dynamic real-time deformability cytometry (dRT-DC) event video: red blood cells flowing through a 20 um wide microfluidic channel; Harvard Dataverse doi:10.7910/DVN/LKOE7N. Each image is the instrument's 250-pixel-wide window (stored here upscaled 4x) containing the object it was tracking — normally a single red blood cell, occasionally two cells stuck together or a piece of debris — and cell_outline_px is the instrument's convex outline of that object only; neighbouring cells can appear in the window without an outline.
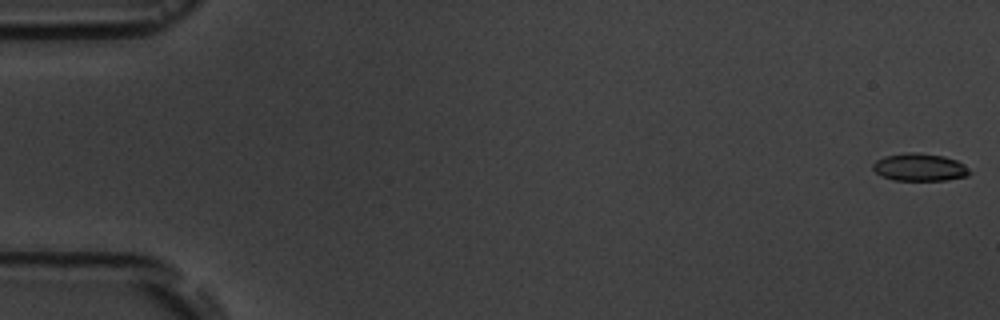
{"species": "common noctule bat (a hibernating species)", "species_latin": "Nyctalus noctula", "temperature_condition": "room temperature", "stored_images_in_passage": 57, "camera_frame_rate_fps": 3000, "um_per_image_px": 0.085, "animal": {"sex": "male", "body_mass_g": 19.5, "forearm_length_mm": 54.6}, "frame": {"image": 1, "passage_image": 1, "time_ms": 0.0, "image_size_px": [1000, 320], "cell_outline_px": [[972, 172], [968, 176], [948, 180], [892, 180], [880, 176], [872, 168], [872, 164], [876, 160], [884, 156], [908, 152], [920, 152], [944, 156], [956, 160], [964, 164]], "centroid_in_image_um": [78.17, 14.21], "position_along_channel_um": 6.8, "area_um2": 15.78}}
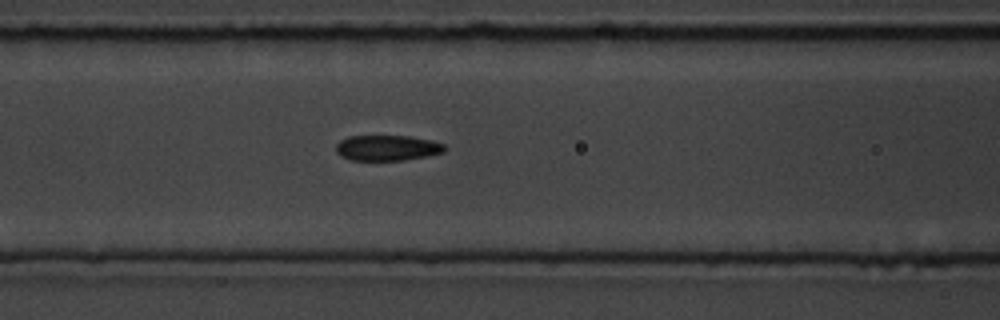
{"frame": {"image": 2, "passage_image": 24, "time_ms": 7.667, "image_size_px": [1000, 320], "cell_outline_px": [[448, 148], [444, 152], [428, 156], [404, 160], [352, 160], [340, 156], [336, 152], [336, 144], [340, 140], [348, 136], [408, 136], [432, 140], [444, 144]], "centroid_in_image_um": [32.93, 12.57], "position_along_channel_um": 133.7, "area_um2": 16.3}}
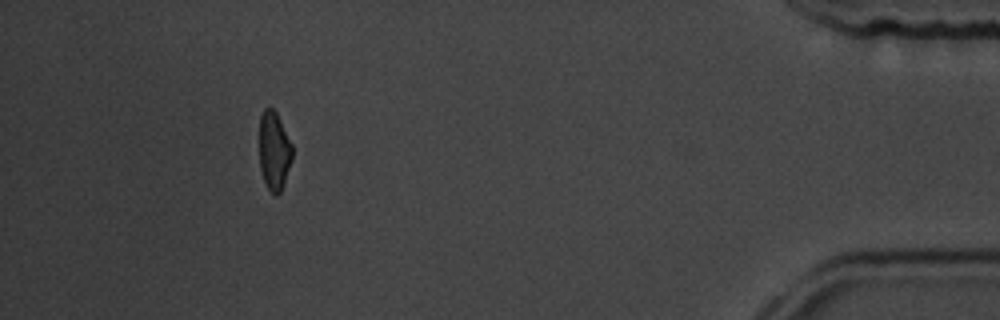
{"frame": {"image": 3, "passage_image": 52, "time_ms": 17.0, "image_size_px": [1000, 320], "cell_outline_px": [[292, 160], [284, 184], [280, 192], [276, 196], [268, 188], [264, 180], [260, 168], [260, 116], [264, 108], [272, 108], [276, 112], [292, 144]], "centroid_in_image_um": [23.31, 12.82], "position_along_channel_um": 411.9, "area_um2": 14.97}, "authors_computed_cell_mechanics": {"area_um2": 16.473, "velocity_mm_per_s": 3.6365, "shape_relaxation_time_tau1_ms": 4.2017, "shape_relaxation_time_tau2_ms": 3.3359, "deformation_change_tau1": 0.1372, "deformation_change_tau2": 0.0832}}